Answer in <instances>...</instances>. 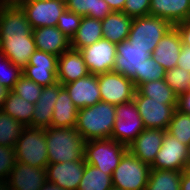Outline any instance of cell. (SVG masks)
Here are the masks:
<instances>
[{
	"mask_svg": "<svg viewBox=\"0 0 190 190\" xmlns=\"http://www.w3.org/2000/svg\"><path fill=\"white\" fill-rule=\"evenodd\" d=\"M165 73L166 70L164 67L150 57L145 60V63L142 66L141 84L158 79H164Z\"/></svg>",
	"mask_w": 190,
	"mask_h": 190,
	"instance_id": "ab89813d",
	"label": "cell"
},
{
	"mask_svg": "<svg viewBox=\"0 0 190 190\" xmlns=\"http://www.w3.org/2000/svg\"><path fill=\"white\" fill-rule=\"evenodd\" d=\"M166 130L145 128L128 146V151L142 162L152 165L160 150Z\"/></svg>",
	"mask_w": 190,
	"mask_h": 190,
	"instance_id": "d6986e66",
	"label": "cell"
},
{
	"mask_svg": "<svg viewBox=\"0 0 190 190\" xmlns=\"http://www.w3.org/2000/svg\"><path fill=\"white\" fill-rule=\"evenodd\" d=\"M89 69L79 50L70 48L58 57L57 80L68 84L89 75Z\"/></svg>",
	"mask_w": 190,
	"mask_h": 190,
	"instance_id": "7402d4cb",
	"label": "cell"
},
{
	"mask_svg": "<svg viewBox=\"0 0 190 190\" xmlns=\"http://www.w3.org/2000/svg\"><path fill=\"white\" fill-rule=\"evenodd\" d=\"M16 161L46 169L48 162L45 129L24 127L14 147Z\"/></svg>",
	"mask_w": 190,
	"mask_h": 190,
	"instance_id": "3957f363",
	"label": "cell"
},
{
	"mask_svg": "<svg viewBox=\"0 0 190 190\" xmlns=\"http://www.w3.org/2000/svg\"><path fill=\"white\" fill-rule=\"evenodd\" d=\"M182 45L179 31L175 26H172L158 42L152 58L166 71L173 69L177 67Z\"/></svg>",
	"mask_w": 190,
	"mask_h": 190,
	"instance_id": "ffe728a7",
	"label": "cell"
},
{
	"mask_svg": "<svg viewBox=\"0 0 190 190\" xmlns=\"http://www.w3.org/2000/svg\"><path fill=\"white\" fill-rule=\"evenodd\" d=\"M115 116L111 139L128 147L145 129L134 100L115 105Z\"/></svg>",
	"mask_w": 190,
	"mask_h": 190,
	"instance_id": "9c48e42d",
	"label": "cell"
},
{
	"mask_svg": "<svg viewBox=\"0 0 190 190\" xmlns=\"http://www.w3.org/2000/svg\"><path fill=\"white\" fill-rule=\"evenodd\" d=\"M180 190H190V168L182 171Z\"/></svg>",
	"mask_w": 190,
	"mask_h": 190,
	"instance_id": "7dc6e473",
	"label": "cell"
},
{
	"mask_svg": "<svg viewBox=\"0 0 190 190\" xmlns=\"http://www.w3.org/2000/svg\"><path fill=\"white\" fill-rule=\"evenodd\" d=\"M176 109L190 115V89L178 96Z\"/></svg>",
	"mask_w": 190,
	"mask_h": 190,
	"instance_id": "ee69618b",
	"label": "cell"
},
{
	"mask_svg": "<svg viewBox=\"0 0 190 190\" xmlns=\"http://www.w3.org/2000/svg\"><path fill=\"white\" fill-rule=\"evenodd\" d=\"M128 152V147L108 139H93L85 143V163L91 164L104 173L113 175L122 157Z\"/></svg>",
	"mask_w": 190,
	"mask_h": 190,
	"instance_id": "277c9868",
	"label": "cell"
},
{
	"mask_svg": "<svg viewBox=\"0 0 190 190\" xmlns=\"http://www.w3.org/2000/svg\"><path fill=\"white\" fill-rule=\"evenodd\" d=\"M145 128L167 131L177 107V101H156L141 95L137 90L133 98Z\"/></svg>",
	"mask_w": 190,
	"mask_h": 190,
	"instance_id": "52a82bcc",
	"label": "cell"
},
{
	"mask_svg": "<svg viewBox=\"0 0 190 190\" xmlns=\"http://www.w3.org/2000/svg\"><path fill=\"white\" fill-rule=\"evenodd\" d=\"M115 119V105L100 101L78 110L75 128L85 141L108 139L111 138Z\"/></svg>",
	"mask_w": 190,
	"mask_h": 190,
	"instance_id": "7a4b0ae2",
	"label": "cell"
},
{
	"mask_svg": "<svg viewBox=\"0 0 190 190\" xmlns=\"http://www.w3.org/2000/svg\"><path fill=\"white\" fill-rule=\"evenodd\" d=\"M82 16L65 9L58 18L57 28L70 40L78 31Z\"/></svg>",
	"mask_w": 190,
	"mask_h": 190,
	"instance_id": "f35d334b",
	"label": "cell"
},
{
	"mask_svg": "<svg viewBox=\"0 0 190 190\" xmlns=\"http://www.w3.org/2000/svg\"><path fill=\"white\" fill-rule=\"evenodd\" d=\"M36 49L33 35L7 36L0 43V50L6 54L13 64L21 69L28 64Z\"/></svg>",
	"mask_w": 190,
	"mask_h": 190,
	"instance_id": "44dd1931",
	"label": "cell"
},
{
	"mask_svg": "<svg viewBox=\"0 0 190 190\" xmlns=\"http://www.w3.org/2000/svg\"><path fill=\"white\" fill-rule=\"evenodd\" d=\"M66 9L81 16L103 20L112 12L105 0H65Z\"/></svg>",
	"mask_w": 190,
	"mask_h": 190,
	"instance_id": "f546056e",
	"label": "cell"
},
{
	"mask_svg": "<svg viewBox=\"0 0 190 190\" xmlns=\"http://www.w3.org/2000/svg\"><path fill=\"white\" fill-rule=\"evenodd\" d=\"M40 190H65V189H62L61 187L56 186L54 183H50L46 181Z\"/></svg>",
	"mask_w": 190,
	"mask_h": 190,
	"instance_id": "681fc988",
	"label": "cell"
},
{
	"mask_svg": "<svg viewBox=\"0 0 190 190\" xmlns=\"http://www.w3.org/2000/svg\"><path fill=\"white\" fill-rule=\"evenodd\" d=\"M63 87L78 109L92 106L101 101L98 75L89 74L86 77L64 84Z\"/></svg>",
	"mask_w": 190,
	"mask_h": 190,
	"instance_id": "ac0fdd59",
	"label": "cell"
},
{
	"mask_svg": "<svg viewBox=\"0 0 190 190\" xmlns=\"http://www.w3.org/2000/svg\"><path fill=\"white\" fill-rule=\"evenodd\" d=\"M150 57L152 54L148 49H139L126 39L116 44L115 64L112 71L132 79L137 88L141 84L142 66Z\"/></svg>",
	"mask_w": 190,
	"mask_h": 190,
	"instance_id": "ba28073f",
	"label": "cell"
},
{
	"mask_svg": "<svg viewBox=\"0 0 190 190\" xmlns=\"http://www.w3.org/2000/svg\"><path fill=\"white\" fill-rule=\"evenodd\" d=\"M22 75V69L13 64L0 50V85L11 91Z\"/></svg>",
	"mask_w": 190,
	"mask_h": 190,
	"instance_id": "d590c367",
	"label": "cell"
},
{
	"mask_svg": "<svg viewBox=\"0 0 190 190\" xmlns=\"http://www.w3.org/2000/svg\"><path fill=\"white\" fill-rule=\"evenodd\" d=\"M149 15L163 18L172 26L189 21L190 0H151Z\"/></svg>",
	"mask_w": 190,
	"mask_h": 190,
	"instance_id": "d4e9b609",
	"label": "cell"
},
{
	"mask_svg": "<svg viewBox=\"0 0 190 190\" xmlns=\"http://www.w3.org/2000/svg\"><path fill=\"white\" fill-rule=\"evenodd\" d=\"M180 33L182 44L190 46V21H184L175 25Z\"/></svg>",
	"mask_w": 190,
	"mask_h": 190,
	"instance_id": "f6af8a7d",
	"label": "cell"
},
{
	"mask_svg": "<svg viewBox=\"0 0 190 190\" xmlns=\"http://www.w3.org/2000/svg\"><path fill=\"white\" fill-rule=\"evenodd\" d=\"M23 128L24 125L0 109V145L14 148Z\"/></svg>",
	"mask_w": 190,
	"mask_h": 190,
	"instance_id": "836d02e7",
	"label": "cell"
},
{
	"mask_svg": "<svg viewBox=\"0 0 190 190\" xmlns=\"http://www.w3.org/2000/svg\"><path fill=\"white\" fill-rule=\"evenodd\" d=\"M0 190H11L6 181H0Z\"/></svg>",
	"mask_w": 190,
	"mask_h": 190,
	"instance_id": "f907efd6",
	"label": "cell"
},
{
	"mask_svg": "<svg viewBox=\"0 0 190 190\" xmlns=\"http://www.w3.org/2000/svg\"><path fill=\"white\" fill-rule=\"evenodd\" d=\"M101 20L82 16L78 31L70 40L71 48L80 50L103 38Z\"/></svg>",
	"mask_w": 190,
	"mask_h": 190,
	"instance_id": "83f0119b",
	"label": "cell"
},
{
	"mask_svg": "<svg viewBox=\"0 0 190 190\" xmlns=\"http://www.w3.org/2000/svg\"><path fill=\"white\" fill-rule=\"evenodd\" d=\"M187 168H190V144L187 149Z\"/></svg>",
	"mask_w": 190,
	"mask_h": 190,
	"instance_id": "f5cc1de1",
	"label": "cell"
},
{
	"mask_svg": "<svg viewBox=\"0 0 190 190\" xmlns=\"http://www.w3.org/2000/svg\"><path fill=\"white\" fill-rule=\"evenodd\" d=\"M113 187L112 176L97 167L86 163L77 190H110Z\"/></svg>",
	"mask_w": 190,
	"mask_h": 190,
	"instance_id": "1f68e13d",
	"label": "cell"
},
{
	"mask_svg": "<svg viewBox=\"0 0 190 190\" xmlns=\"http://www.w3.org/2000/svg\"><path fill=\"white\" fill-rule=\"evenodd\" d=\"M37 50L59 57L71 48L70 39L57 26H45L32 29Z\"/></svg>",
	"mask_w": 190,
	"mask_h": 190,
	"instance_id": "603a6c76",
	"label": "cell"
},
{
	"mask_svg": "<svg viewBox=\"0 0 190 190\" xmlns=\"http://www.w3.org/2000/svg\"><path fill=\"white\" fill-rule=\"evenodd\" d=\"M57 62L56 55L36 49L22 73L42 87L51 86L58 82Z\"/></svg>",
	"mask_w": 190,
	"mask_h": 190,
	"instance_id": "7c38bea8",
	"label": "cell"
},
{
	"mask_svg": "<svg viewBox=\"0 0 190 190\" xmlns=\"http://www.w3.org/2000/svg\"><path fill=\"white\" fill-rule=\"evenodd\" d=\"M98 85L101 101L113 105L132 101L136 92L132 79L114 71L98 74Z\"/></svg>",
	"mask_w": 190,
	"mask_h": 190,
	"instance_id": "30bf717a",
	"label": "cell"
},
{
	"mask_svg": "<svg viewBox=\"0 0 190 190\" xmlns=\"http://www.w3.org/2000/svg\"><path fill=\"white\" fill-rule=\"evenodd\" d=\"M49 164L85 160L86 141L75 127H49L45 129Z\"/></svg>",
	"mask_w": 190,
	"mask_h": 190,
	"instance_id": "6da1fadb",
	"label": "cell"
},
{
	"mask_svg": "<svg viewBox=\"0 0 190 190\" xmlns=\"http://www.w3.org/2000/svg\"><path fill=\"white\" fill-rule=\"evenodd\" d=\"M46 181V169L16 161L6 183L11 190H40Z\"/></svg>",
	"mask_w": 190,
	"mask_h": 190,
	"instance_id": "e0dca14e",
	"label": "cell"
},
{
	"mask_svg": "<svg viewBox=\"0 0 190 190\" xmlns=\"http://www.w3.org/2000/svg\"><path fill=\"white\" fill-rule=\"evenodd\" d=\"M16 35H33L31 25L18 4L0 3V43Z\"/></svg>",
	"mask_w": 190,
	"mask_h": 190,
	"instance_id": "2e32d148",
	"label": "cell"
},
{
	"mask_svg": "<svg viewBox=\"0 0 190 190\" xmlns=\"http://www.w3.org/2000/svg\"><path fill=\"white\" fill-rule=\"evenodd\" d=\"M136 90L143 96L156 101H177L178 96L164 79L149 81L140 84Z\"/></svg>",
	"mask_w": 190,
	"mask_h": 190,
	"instance_id": "d6a6232c",
	"label": "cell"
},
{
	"mask_svg": "<svg viewBox=\"0 0 190 190\" xmlns=\"http://www.w3.org/2000/svg\"><path fill=\"white\" fill-rule=\"evenodd\" d=\"M90 74H102L113 70L116 44L104 38L79 50Z\"/></svg>",
	"mask_w": 190,
	"mask_h": 190,
	"instance_id": "5bb4252c",
	"label": "cell"
},
{
	"mask_svg": "<svg viewBox=\"0 0 190 190\" xmlns=\"http://www.w3.org/2000/svg\"><path fill=\"white\" fill-rule=\"evenodd\" d=\"M85 164V160L48 164L46 166L47 181L65 190H77Z\"/></svg>",
	"mask_w": 190,
	"mask_h": 190,
	"instance_id": "9a60e30c",
	"label": "cell"
},
{
	"mask_svg": "<svg viewBox=\"0 0 190 190\" xmlns=\"http://www.w3.org/2000/svg\"><path fill=\"white\" fill-rule=\"evenodd\" d=\"M164 80L177 96L186 93L190 89V72L182 68L174 67L167 70Z\"/></svg>",
	"mask_w": 190,
	"mask_h": 190,
	"instance_id": "8d00e7d4",
	"label": "cell"
},
{
	"mask_svg": "<svg viewBox=\"0 0 190 190\" xmlns=\"http://www.w3.org/2000/svg\"><path fill=\"white\" fill-rule=\"evenodd\" d=\"M112 11L123 12L126 0H105Z\"/></svg>",
	"mask_w": 190,
	"mask_h": 190,
	"instance_id": "bcb514c9",
	"label": "cell"
},
{
	"mask_svg": "<svg viewBox=\"0 0 190 190\" xmlns=\"http://www.w3.org/2000/svg\"><path fill=\"white\" fill-rule=\"evenodd\" d=\"M78 108L72 102L67 90L62 87L56 99L51 126L60 128L75 127Z\"/></svg>",
	"mask_w": 190,
	"mask_h": 190,
	"instance_id": "4316f807",
	"label": "cell"
},
{
	"mask_svg": "<svg viewBox=\"0 0 190 190\" xmlns=\"http://www.w3.org/2000/svg\"><path fill=\"white\" fill-rule=\"evenodd\" d=\"M172 25L163 18L142 16L133 18L128 40L139 49H148L153 54L158 42Z\"/></svg>",
	"mask_w": 190,
	"mask_h": 190,
	"instance_id": "5b68a950",
	"label": "cell"
},
{
	"mask_svg": "<svg viewBox=\"0 0 190 190\" xmlns=\"http://www.w3.org/2000/svg\"><path fill=\"white\" fill-rule=\"evenodd\" d=\"M22 0H0V3H5V4H18Z\"/></svg>",
	"mask_w": 190,
	"mask_h": 190,
	"instance_id": "816d5d0a",
	"label": "cell"
},
{
	"mask_svg": "<svg viewBox=\"0 0 190 190\" xmlns=\"http://www.w3.org/2000/svg\"><path fill=\"white\" fill-rule=\"evenodd\" d=\"M110 190H121V189H119V188H116V187H112V188H110Z\"/></svg>",
	"mask_w": 190,
	"mask_h": 190,
	"instance_id": "db71d44e",
	"label": "cell"
},
{
	"mask_svg": "<svg viewBox=\"0 0 190 190\" xmlns=\"http://www.w3.org/2000/svg\"><path fill=\"white\" fill-rule=\"evenodd\" d=\"M9 116L19 121L24 127H32V117L34 104L21 98L12 91L8 92V96L1 108Z\"/></svg>",
	"mask_w": 190,
	"mask_h": 190,
	"instance_id": "f1b7e54d",
	"label": "cell"
},
{
	"mask_svg": "<svg viewBox=\"0 0 190 190\" xmlns=\"http://www.w3.org/2000/svg\"><path fill=\"white\" fill-rule=\"evenodd\" d=\"M15 163L16 157L14 148L0 145V181L7 180Z\"/></svg>",
	"mask_w": 190,
	"mask_h": 190,
	"instance_id": "60d3db41",
	"label": "cell"
},
{
	"mask_svg": "<svg viewBox=\"0 0 190 190\" xmlns=\"http://www.w3.org/2000/svg\"><path fill=\"white\" fill-rule=\"evenodd\" d=\"M8 90L6 87L0 85V109L2 108L7 96H8Z\"/></svg>",
	"mask_w": 190,
	"mask_h": 190,
	"instance_id": "c3c4849f",
	"label": "cell"
},
{
	"mask_svg": "<svg viewBox=\"0 0 190 190\" xmlns=\"http://www.w3.org/2000/svg\"><path fill=\"white\" fill-rule=\"evenodd\" d=\"M31 28L57 26L58 18L66 9L65 0H22L18 3Z\"/></svg>",
	"mask_w": 190,
	"mask_h": 190,
	"instance_id": "8fae6325",
	"label": "cell"
},
{
	"mask_svg": "<svg viewBox=\"0 0 190 190\" xmlns=\"http://www.w3.org/2000/svg\"><path fill=\"white\" fill-rule=\"evenodd\" d=\"M177 67L190 72V46L182 45Z\"/></svg>",
	"mask_w": 190,
	"mask_h": 190,
	"instance_id": "7bdbcfd3",
	"label": "cell"
},
{
	"mask_svg": "<svg viewBox=\"0 0 190 190\" xmlns=\"http://www.w3.org/2000/svg\"><path fill=\"white\" fill-rule=\"evenodd\" d=\"M151 0H126L123 13L136 18L149 15Z\"/></svg>",
	"mask_w": 190,
	"mask_h": 190,
	"instance_id": "b9f144b4",
	"label": "cell"
},
{
	"mask_svg": "<svg viewBox=\"0 0 190 190\" xmlns=\"http://www.w3.org/2000/svg\"><path fill=\"white\" fill-rule=\"evenodd\" d=\"M188 146L180 143L167 131L151 169L184 171L187 169Z\"/></svg>",
	"mask_w": 190,
	"mask_h": 190,
	"instance_id": "4fadbf2b",
	"label": "cell"
},
{
	"mask_svg": "<svg viewBox=\"0 0 190 190\" xmlns=\"http://www.w3.org/2000/svg\"><path fill=\"white\" fill-rule=\"evenodd\" d=\"M182 171L151 169L146 190H180Z\"/></svg>",
	"mask_w": 190,
	"mask_h": 190,
	"instance_id": "4dcf8cb0",
	"label": "cell"
},
{
	"mask_svg": "<svg viewBox=\"0 0 190 190\" xmlns=\"http://www.w3.org/2000/svg\"><path fill=\"white\" fill-rule=\"evenodd\" d=\"M167 132L174 136L180 143L188 146L190 144V115L176 109L167 128Z\"/></svg>",
	"mask_w": 190,
	"mask_h": 190,
	"instance_id": "e575fe53",
	"label": "cell"
},
{
	"mask_svg": "<svg viewBox=\"0 0 190 190\" xmlns=\"http://www.w3.org/2000/svg\"><path fill=\"white\" fill-rule=\"evenodd\" d=\"M132 20V17L123 12L112 11L101 20L103 38L115 44L126 40L129 36Z\"/></svg>",
	"mask_w": 190,
	"mask_h": 190,
	"instance_id": "484cf974",
	"label": "cell"
},
{
	"mask_svg": "<svg viewBox=\"0 0 190 190\" xmlns=\"http://www.w3.org/2000/svg\"><path fill=\"white\" fill-rule=\"evenodd\" d=\"M151 167L129 151L112 175V184L121 190H146Z\"/></svg>",
	"mask_w": 190,
	"mask_h": 190,
	"instance_id": "8992f818",
	"label": "cell"
},
{
	"mask_svg": "<svg viewBox=\"0 0 190 190\" xmlns=\"http://www.w3.org/2000/svg\"><path fill=\"white\" fill-rule=\"evenodd\" d=\"M63 87L57 82L54 85L43 87L38 101L34 104L32 128H49L53 118V110L59 90Z\"/></svg>",
	"mask_w": 190,
	"mask_h": 190,
	"instance_id": "cb8c5ba5",
	"label": "cell"
},
{
	"mask_svg": "<svg viewBox=\"0 0 190 190\" xmlns=\"http://www.w3.org/2000/svg\"><path fill=\"white\" fill-rule=\"evenodd\" d=\"M42 86L22 75L11 90L21 98L35 104L41 95Z\"/></svg>",
	"mask_w": 190,
	"mask_h": 190,
	"instance_id": "74e56055",
	"label": "cell"
}]
</instances>
